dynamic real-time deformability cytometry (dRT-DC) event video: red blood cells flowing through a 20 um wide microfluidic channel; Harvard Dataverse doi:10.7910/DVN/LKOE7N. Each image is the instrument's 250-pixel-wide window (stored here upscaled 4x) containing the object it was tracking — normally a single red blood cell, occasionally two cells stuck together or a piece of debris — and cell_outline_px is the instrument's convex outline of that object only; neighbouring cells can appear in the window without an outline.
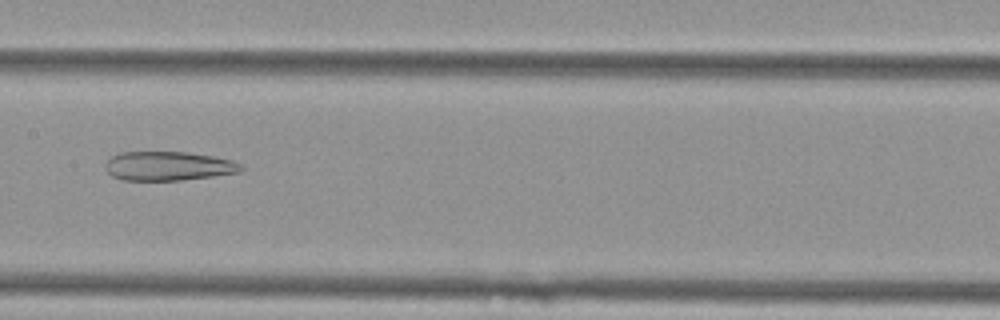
{"species": "Egyptian fruit bat (a non-hibernating species)", "species_latin": "Rousettus aegyptiacus", "temperature_condition": "cold", "stored_images_in_passage": 52, "camera_frame_rate_fps": 3000, "um_per_image_px": 0.085, "animal": {"sex": "female"}, "frame": {"image": 1, "passage_image": 26, "time_ms": 8.333, "image_size_px": [1000, 320], "cell_outline_px": [[244, 168], [240, 172], [212, 176], [180, 180], [124, 180], [112, 176], [104, 168], [104, 164], [112, 156], [120, 152], [188, 152], [212, 156], [232, 160], [240, 164]], "centroid_in_image_um": [14.29, 14.11], "position_along_channel_um": 193.1, "area_um2": 22.95}}
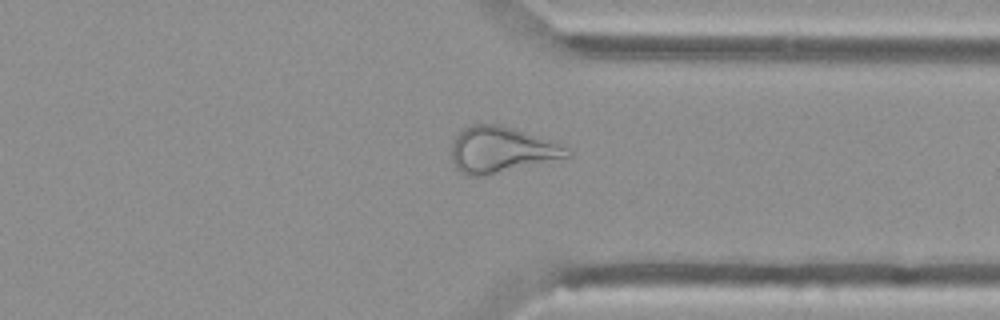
{"frame": {"image": 2, "passage_image": 40, "time_ms": 13.0, "image_size_px": [1000, 320], "cell_outline_px": [[572, 156], [484, 176], [468, 176], [460, 172], [456, 168], [452, 160], [452, 144], [456, 136], [464, 128], [472, 124], [500, 124], [536, 136], [568, 148], [572, 152]], "centroid_in_image_um": [42.58, 12.74], "position_along_channel_um": 368.8, "area_um2": 30.58}}
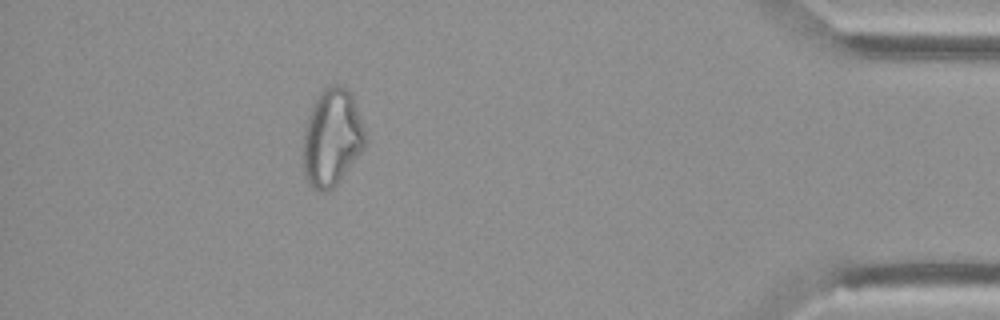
{"frame": {"image": 3, "passage_image": 47, "time_ms": 15.333, "image_size_px": [1000, 320], "cell_outline_px": [[364, 148], [336, 184], [332, 188], [324, 192], [320, 192], [312, 188], [304, 172], [304, 128], [308, 116], [320, 92], [324, 88], [332, 84], [336, 84], [348, 88], [352, 92], [364, 132]], "centroid_in_image_um": [28.2, 11.68], "position_along_channel_um": 407.0, "area_um2": 34.56}}